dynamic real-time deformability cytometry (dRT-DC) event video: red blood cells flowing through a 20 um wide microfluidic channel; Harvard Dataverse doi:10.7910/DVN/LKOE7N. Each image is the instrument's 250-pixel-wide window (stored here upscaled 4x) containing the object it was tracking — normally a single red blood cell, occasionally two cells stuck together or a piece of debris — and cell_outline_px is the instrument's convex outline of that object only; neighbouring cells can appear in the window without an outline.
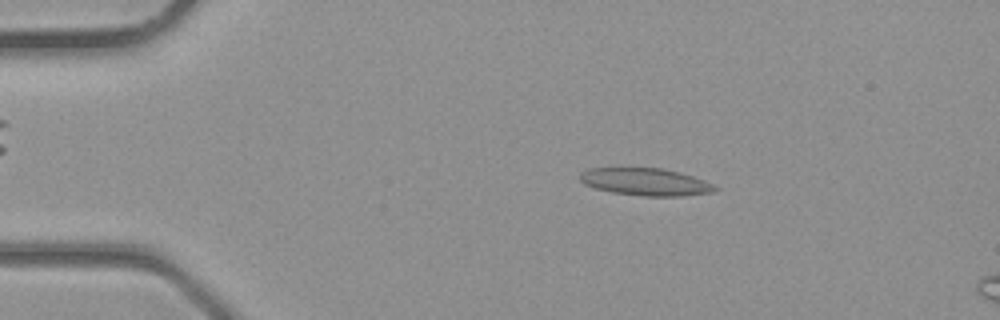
{"species": "common noctule bat (a hibernating species)", "species_latin": "Nyctalus noctula", "temperature_condition": "room temperature", "stored_images_in_passage": 5, "camera_frame_rate_fps": 3000, "um_per_image_px": 0.085, "animal": {"sex": "male", "body_mass_g": 23.1, "forearm_length_mm": 52.7}, "frame": {"image": 1, "passage_image": 2, "time_ms": 0.333, "image_size_px": [1000, 320], "cell_outline_px": [[720, 188], [712, 192], [680, 196], [644, 196], [612, 192], [596, 188], [584, 184], [580, 180], [580, 172], [588, 168], [620, 164], [664, 168], [680, 172], [704, 180]], "centroid_in_image_um": [54.78, 15.39], "position_along_channel_um": 30.2, "area_um2": 22.6}}